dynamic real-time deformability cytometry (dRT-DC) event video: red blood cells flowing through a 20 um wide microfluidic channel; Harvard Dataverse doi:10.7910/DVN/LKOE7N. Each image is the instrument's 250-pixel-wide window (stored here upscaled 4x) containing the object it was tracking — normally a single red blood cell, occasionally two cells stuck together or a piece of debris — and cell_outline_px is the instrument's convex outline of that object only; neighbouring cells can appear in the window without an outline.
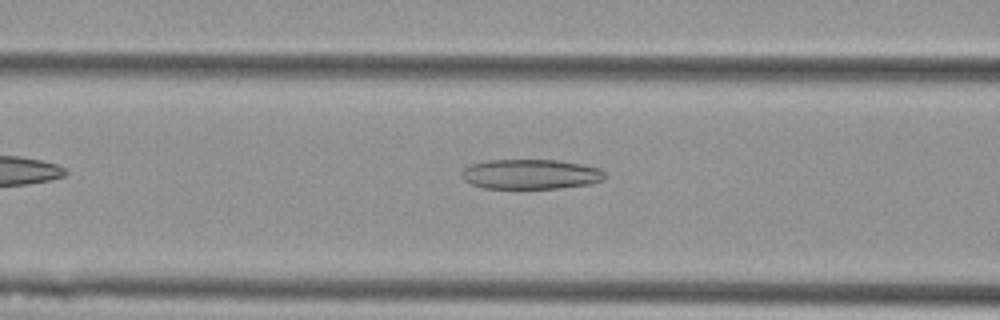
{"species": "Egyptian fruit bat (a non-hibernating species)", "species_latin": "Rousettus aegyptiacus", "temperature_condition": "cold", "stored_images_in_passage": 35, "camera_frame_rate_fps": 3000, "um_per_image_px": 0.085, "animal": {"sex": "female"}, "frame": {"image": 1, "passage_image": 6, "time_ms": 1.667, "image_size_px": [1000, 320], "cell_outline_px": [[604, 180], [592, 184], [556, 188], [484, 188], [472, 184], [464, 180], [460, 176], [460, 172], [464, 168], [472, 164], [488, 160], [556, 160], [580, 164], [600, 168], [604, 172]], "centroid_in_image_um": [45.09, 14.81], "position_along_channel_um": 121.5, "area_um2": 24.91}}
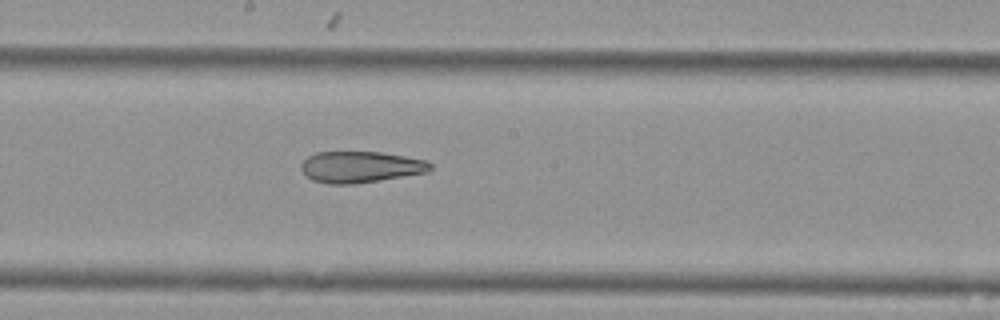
{"frame": {"image": 2, "passage_image": 14, "time_ms": 4.333, "image_size_px": [1000, 320], "cell_outline_px": [[432, 168], [428, 172], [356, 184], [328, 184], [312, 180], [304, 176], [300, 168], [300, 164], [308, 156], [316, 152], [380, 152], [428, 160], [432, 164]], "centroid_in_image_um": [30.62, 14.2], "position_along_channel_um": 217.6, "area_um2": 23.81}}
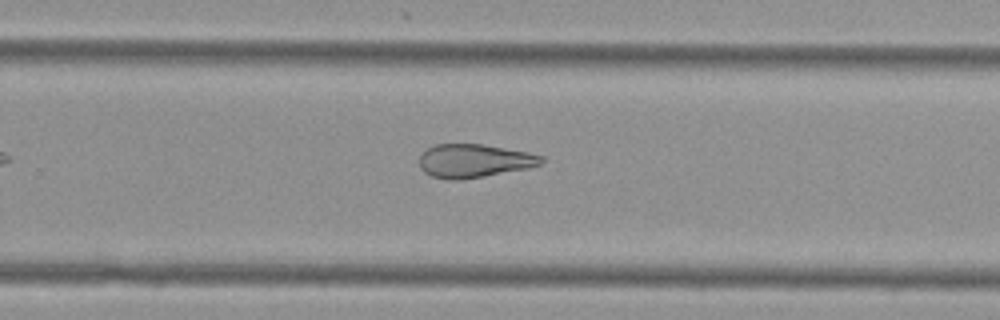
{"frame": {"image": 3, "passage_image": 20, "time_ms": 6.333, "image_size_px": [1000, 320], "cell_outline_px": [[544, 160], [540, 164], [528, 168], [484, 176], [456, 180], [452, 180], [432, 176], [424, 172], [420, 168], [420, 156], [428, 148], [436, 144], [484, 144], [528, 152], [544, 156]], "centroid_in_image_um": [40.31, 13.66], "position_along_channel_um": 289.5, "area_um2": 23.64}}